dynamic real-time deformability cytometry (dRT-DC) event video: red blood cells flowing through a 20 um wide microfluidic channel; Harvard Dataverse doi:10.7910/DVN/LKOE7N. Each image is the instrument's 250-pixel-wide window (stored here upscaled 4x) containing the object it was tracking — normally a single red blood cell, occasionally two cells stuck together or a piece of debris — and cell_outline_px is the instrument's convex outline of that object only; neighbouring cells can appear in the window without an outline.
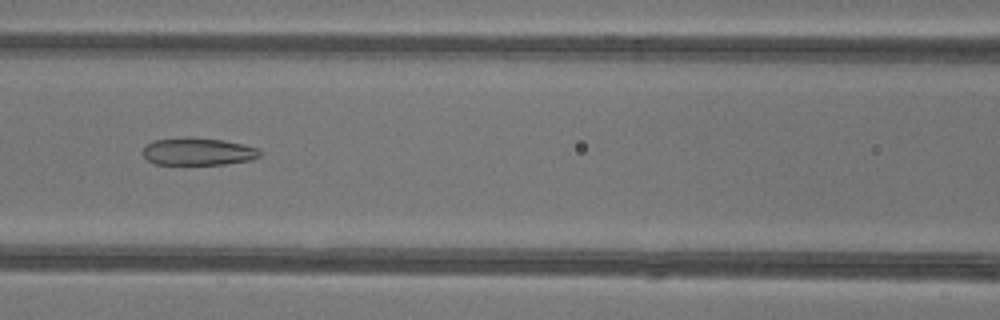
{"species": "common noctule bat (a hibernating species)", "species_latin": "Nyctalus noctula", "temperature_condition": "warm", "stored_images_in_passage": 49, "camera_frame_rate_fps": 3000, "um_per_image_px": 0.085, "animal": {"sex": "female"}, "frame": {"image": 1, "passage_image": 23, "time_ms": 7.333, "image_size_px": [1000, 320], "cell_outline_px": [[260, 156], [252, 160], [224, 164], [156, 164], [148, 160], [140, 152], [152, 140], [192, 136], [224, 140], [244, 144], [256, 148], [260, 152]], "centroid_in_image_um": [16.82, 12.87], "position_along_channel_um": 149.8, "area_um2": 18.9}}
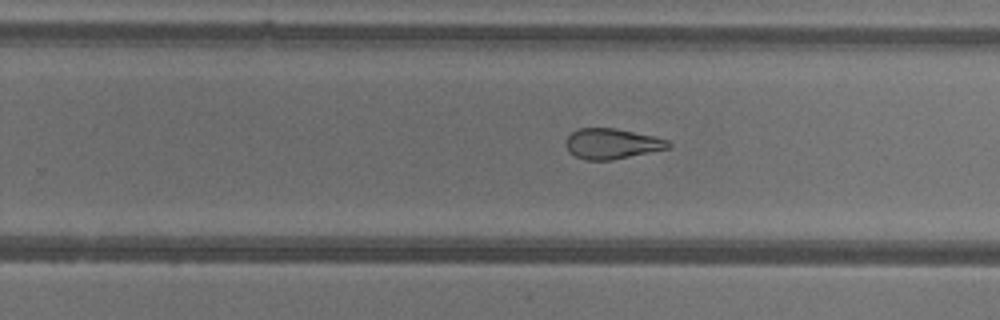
{"frame": {"image": 2, "passage_image": 32, "time_ms": 10.333, "image_size_px": [1000, 320], "cell_outline_px": [[672, 148], [612, 160], [584, 160], [568, 152], [564, 144], [564, 140], [576, 128], [616, 128], [652, 136], [668, 140], [672, 144]], "centroid_in_image_um": [51.99, 12.22], "position_along_channel_um": 277.8, "area_um2": 18.44}}
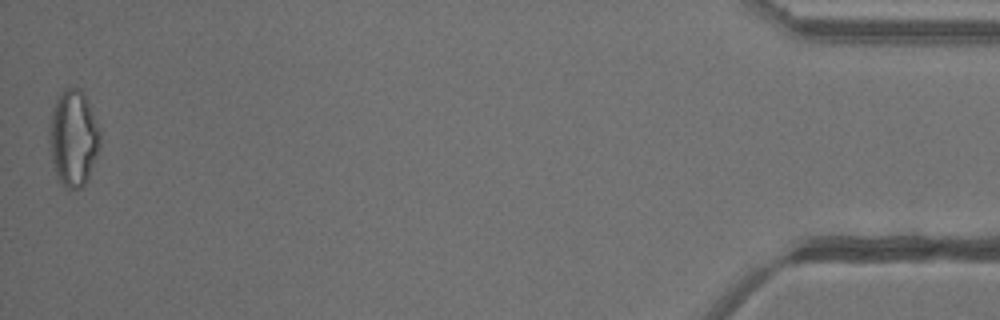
{"frame": {"image": 3, "passage_image": 49, "time_ms": 16.0, "image_size_px": [1000, 320], "cell_outline_px": [[100, 144], [96, 156], [88, 176], [84, 184], [80, 188], [68, 192], [64, 188], [56, 176], [52, 164], [48, 140], [48, 128], [52, 112], [56, 100], [64, 88], [80, 88], [84, 92], [100, 132]], "centroid_in_image_um": [6.2, 11.77], "position_along_channel_um": 429.0, "area_um2": 28.61}, "authors_computed_cell_mechanics": {"area_um2": 23.5246, "velocity_mm_per_s": 4.2777, "shape_relaxation_time_tau1_ms": null, "shape_relaxation_time_tau2_ms": 2.2333, "deformation_change_tau1": null, "deformation_change_tau2": 0.1133}}